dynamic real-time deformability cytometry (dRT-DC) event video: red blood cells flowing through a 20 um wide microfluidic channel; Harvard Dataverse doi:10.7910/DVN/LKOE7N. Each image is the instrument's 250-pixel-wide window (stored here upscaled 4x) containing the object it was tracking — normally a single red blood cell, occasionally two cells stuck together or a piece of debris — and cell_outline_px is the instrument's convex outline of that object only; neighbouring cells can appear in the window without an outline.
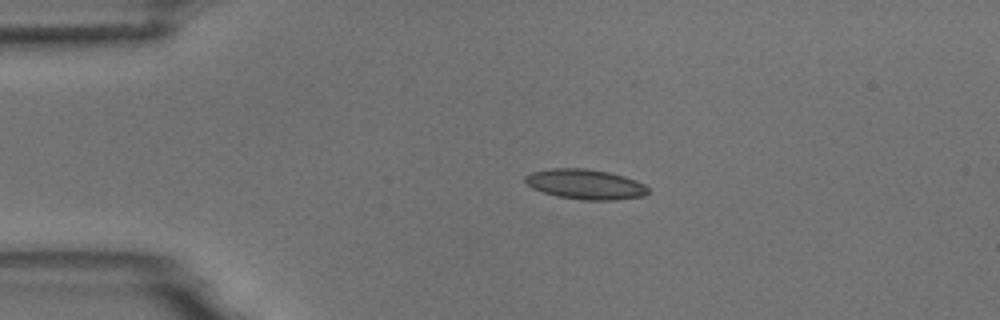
{"species": "common noctule bat (a hibernating species)", "species_latin": "Nyctalus noctula", "temperature_condition": "room temperature", "stored_images_in_passage": 4, "camera_frame_rate_fps": 3000, "um_per_image_px": 0.085, "animal": {"sex": "male", "body_mass_g": 18.8}, "frame": {"image": 1, "passage_image": 3, "time_ms": 2.333, "image_size_px": [1000, 320], "cell_outline_px": [[648, 192], [644, 196], [616, 200], [584, 200], [556, 196], [532, 188], [524, 180], [524, 176], [532, 172], [552, 168], [584, 168], [608, 172], [624, 176], [636, 180], [644, 184], [648, 188]], "centroid_in_image_um": [49.76, 15.66], "position_along_channel_um": 35.2, "area_um2": 21.5}}